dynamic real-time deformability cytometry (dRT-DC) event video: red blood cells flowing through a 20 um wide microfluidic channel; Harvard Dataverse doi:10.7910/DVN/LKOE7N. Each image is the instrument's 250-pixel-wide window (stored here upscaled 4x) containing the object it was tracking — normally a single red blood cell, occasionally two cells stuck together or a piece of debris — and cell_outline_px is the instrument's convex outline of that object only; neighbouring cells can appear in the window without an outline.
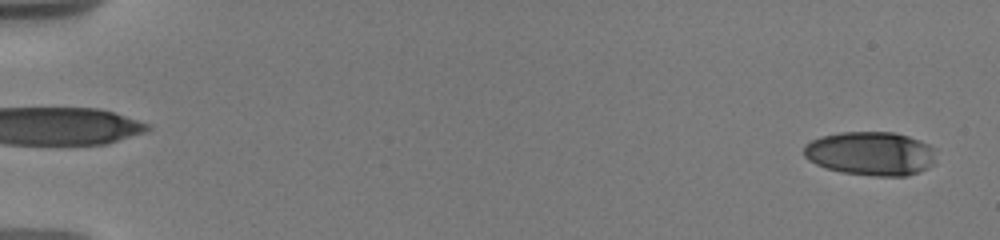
{"species": "human", "species_latin": "Homo sapiens", "temperature_condition": "warm", "stored_images_in_passage": 20, "camera_frame_rate_fps": 3000, "um_per_image_px": 0.085, "donor": {"sex": "male"}, "frame": {"image": 1, "passage_image": 1, "time_ms": 0.0, "image_size_px": [1000, 240], "cell_outline_px": [[936, 164], [920, 172], [908, 176], [872, 176], [844, 172], [824, 168], [808, 160], [804, 156], [804, 144], [820, 136], [840, 132], [892, 132], [908, 136], [920, 140], [936, 148]], "centroid_in_image_um": [74.05, 13.05], "position_along_channel_um": 10.9, "area_um2": 34.33}}
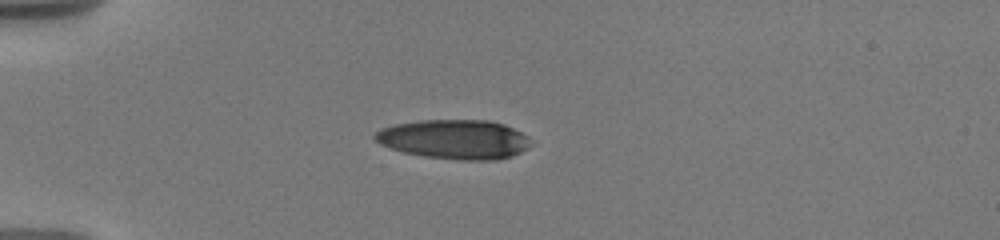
{"frame": {"image": 2, "passage_image": 17, "time_ms": 4.667, "image_size_px": [1000, 240], "cell_outline_px": [[532, 144], [528, 148], [512, 156], [496, 160], [460, 160], [424, 156], [404, 152], [380, 144], [372, 136], [380, 128], [392, 124], [420, 120], [488, 120], [504, 124], [528, 136]], "centroid_in_image_um": [38.63, 11.83], "position_along_channel_um": 46.4, "area_um2": 35.89}}